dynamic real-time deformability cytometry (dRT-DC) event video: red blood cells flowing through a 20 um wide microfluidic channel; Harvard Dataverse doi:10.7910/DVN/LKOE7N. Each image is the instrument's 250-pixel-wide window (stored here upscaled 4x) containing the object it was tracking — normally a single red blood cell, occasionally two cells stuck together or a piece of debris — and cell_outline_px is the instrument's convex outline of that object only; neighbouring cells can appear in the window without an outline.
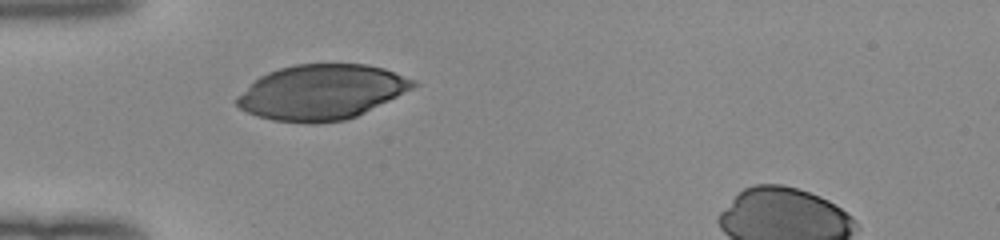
{"species": "human", "species_latin": "Homo sapiens", "temperature_condition": "room temperature", "stored_images_in_passage": 29, "camera_frame_rate_fps": 3000, "um_per_image_px": 0.085, "donor": {"sex": "female"}, "frame": {"image": 1, "passage_image": 1, "time_ms": 0.0, "image_size_px": [1000, 240], "cell_outline_px": [[420, 84], [356, 116], [344, 120], [316, 124], [308, 124], [272, 120], [256, 116], [240, 108], [236, 104], [236, 96], [260, 76], [268, 72], [292, 64], [368, 64], [384, 68], [416, 80]], "centroid_in_image_um": [27.31, 7.83], "position_along_channel_um": 57.7, "area_um2": 56.47}}